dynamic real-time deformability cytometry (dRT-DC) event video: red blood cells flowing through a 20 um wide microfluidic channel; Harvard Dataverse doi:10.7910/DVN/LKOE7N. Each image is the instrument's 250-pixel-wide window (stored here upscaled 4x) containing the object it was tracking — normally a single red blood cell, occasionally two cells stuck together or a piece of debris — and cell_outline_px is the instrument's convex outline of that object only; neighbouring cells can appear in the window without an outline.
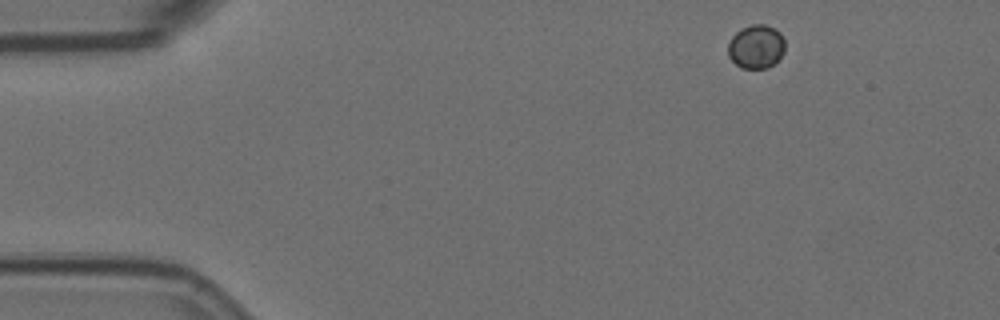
{"species": "Egyptian fruit bat (a non-hibernating species)", "species_latin": "Rousettus aegyptiacus", "temperature_condition": "room temperature", "stored_images_in_passage": 4, "camera_frame_rate_fps": 3000, "um_per_image_px": 0.085, "animal": {"sex": "female"}, "frame": {"image": 1, "passage_image": 1, "time_ms": 0.0, "image_size_px": [1000, 320], "cell_outline_px": [[784, 52], [768, 68], [740, 68], [728, 56], [728, 44], [732, 36], [740, 28], [752, 24], [764, 24], [780, 32], [784, 40]], "centroid_in_image_um": [64.25, 3.96], "position_along_channel_um": 20.8, "area_um2": 14.45}}
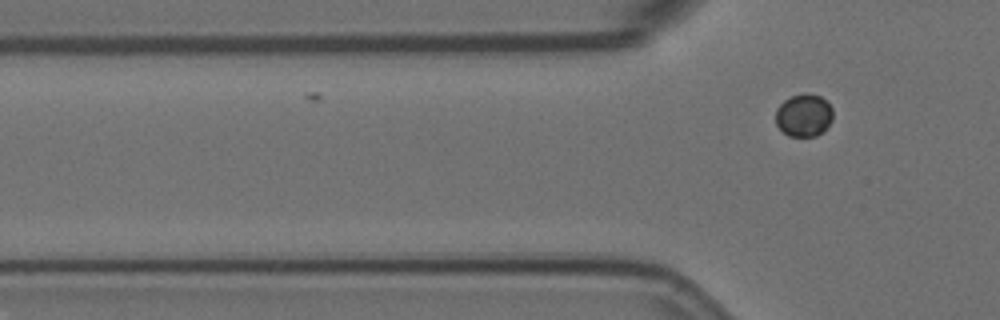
{"frame": {"image": 2, "passage_image": 4, "time_ms": 1.0, "image_size_px": [1000, 320], "cell_outline_px": [[832, 120], [824, 132], [816, 136], [788, 136], [776, 124], [776, 108], [784, 100], [792, 96], [804, 92], [808, 92], [820, 96], [832, 108]], "centroid_in_image_um": [68.33, 9.79], "position_along_channel_um": 57.5, "area_um2": 14.33}}